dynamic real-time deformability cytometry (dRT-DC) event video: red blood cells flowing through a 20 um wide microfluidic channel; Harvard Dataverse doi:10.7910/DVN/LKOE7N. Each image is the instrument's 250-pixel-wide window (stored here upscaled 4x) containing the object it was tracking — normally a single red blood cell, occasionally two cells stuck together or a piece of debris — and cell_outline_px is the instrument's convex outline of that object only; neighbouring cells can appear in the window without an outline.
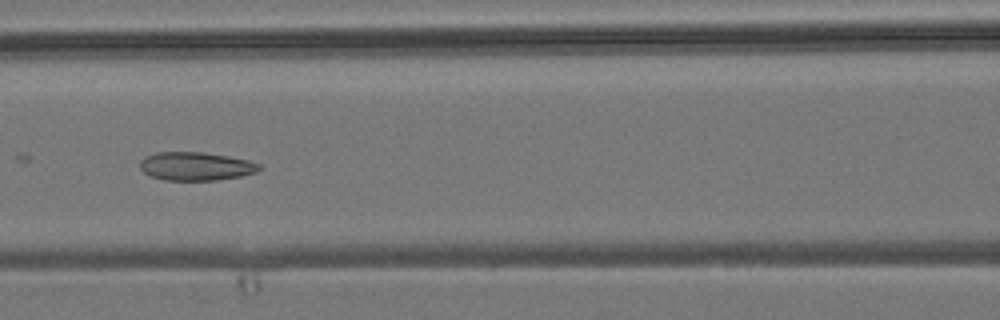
{"species": "common noctule bat (a hibernating species)", "species_latin": "Nyctalus noctula", "temperature_condition": "room temperature", "stored_images_in_passage": 7, "camera_frame_rate_fps": 3000, "um_per_image_px": 0.085, "animal": {"sex": "male", "body_mass_g": 19.2, "forearm_length_mm": 51.8}, "frame": {"image": 1, "passage_image": 5, "time_ms": 5.333, "image_size_px": [1000, 320], "cell_outline_px": [[260, 168], [256, 172], [240, 176], [216, 180], [164, 180], [152, 176], [144, 172], [140, 168], [140, 160], [144, 156], [156, 152], [200, 152], [228, 156], [248, 160], [260, 164]], "centroid_in_image_um": [16.62, 14.12], "position_along_channel_um": 150.0, "area_um2": 19.65}}
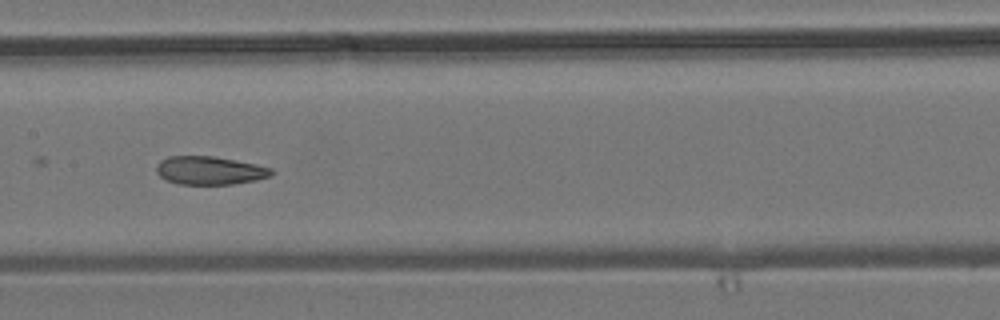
{"frame": {"image": 2, "passage_image": 6, "time_ms": 6.333, "image_size_px": [1000, 320], "cell_outline_px": [[276, 172], [272, 176], [256, 180], [232, 184], [180, 184], [164, 180], [156, 172], [156, 164], [160, 160], [168, 156], [212, 156], [236, 160], [256, 164], [272, 168]], "centroid_in_image_um": [17.83, 14.49], "position_along_channel_um": 189.6, "area_um2": 19.19}}
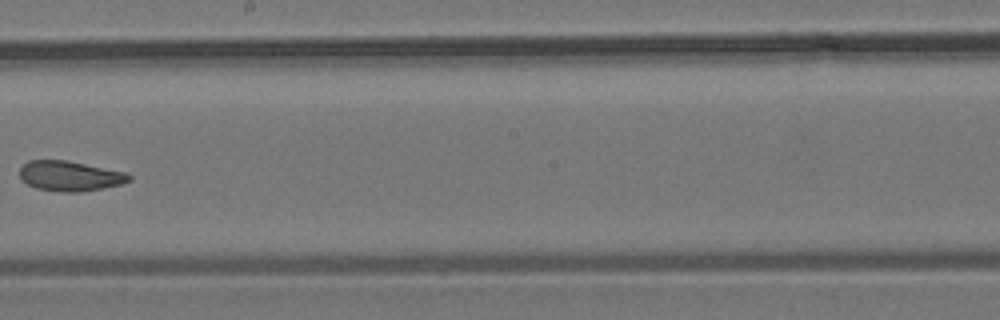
{"frame": {"image": 3, "passage_image": 7, "time_ms": 7.667, "image_size_px": [1000, 320], "cell_outline_px": [[132, 180], [120, 184], [80, 192], [60, 192], [36, 188], [28, 184], [20, 176], [20, 168], [28, 160], [68, 160], [124, 172], [132, 176]], "centroid_in_image_um": [5.94, 14.95], "position_along_channel_um": 242.3, "area_um2": 19.02}}